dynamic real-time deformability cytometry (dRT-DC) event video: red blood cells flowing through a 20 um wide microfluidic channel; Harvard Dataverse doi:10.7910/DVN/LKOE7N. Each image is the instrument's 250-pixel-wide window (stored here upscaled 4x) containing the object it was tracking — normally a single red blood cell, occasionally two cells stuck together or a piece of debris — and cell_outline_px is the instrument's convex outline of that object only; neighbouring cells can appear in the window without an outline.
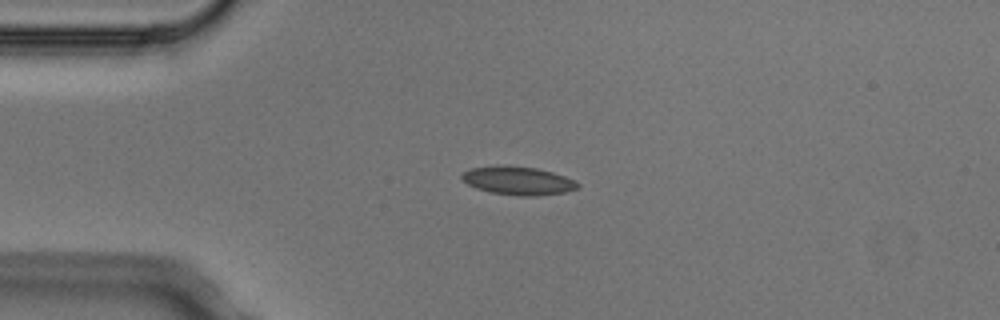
{"species": "Egyptian fruit bat (a non-hibernating species)", "species_latin": "Rousettus aegyptiacus", "temperature_condition": "cold", "stored_images_in_passage": 2, "camera_frame_rate_fps": 3000, "um_per_image_px": 0.085, "animal": {"sex": "male"}, "frame": {"image": 1, "passage_image": 1, "time_ms": 0.0, "image_size_px": [1000, 320], "cell_outline_px": [[580, 184], [576, 188], [564, 192], [536, 196], [520, 196], [492, 192], [476, 188], [468, 184], [460, 176], [464, 172], [472, 168], [536, 168], [552, 172], [564, 176]], "centroid_in_image_um": [44.07, 15.4], "position_along_channel_um": 40.9, "area_um2": 18.03}}